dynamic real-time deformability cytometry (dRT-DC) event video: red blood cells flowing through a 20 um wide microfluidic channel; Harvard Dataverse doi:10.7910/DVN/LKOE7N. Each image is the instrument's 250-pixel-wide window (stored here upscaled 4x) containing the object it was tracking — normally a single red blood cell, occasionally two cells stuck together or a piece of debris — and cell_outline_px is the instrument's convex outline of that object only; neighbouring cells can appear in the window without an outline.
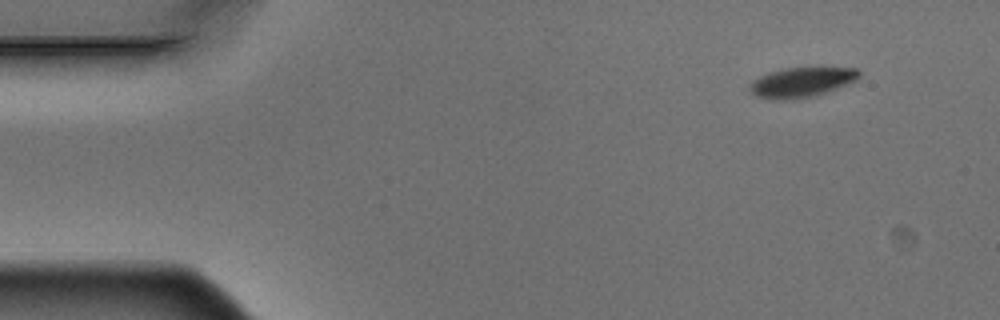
{"species": "Egyptian fruit bat (a non-hibernating species)", "species_latin": "Rousettus aegyptiacus", "temperature_condition": "warm", "stored_images_in_passage": 3, "camera_frame_rate_fps": 3000, "um_per_image_px": 0.085, "animal": {"sex": "male"}, "frame": {"image": 1, "passage_image": 1, "time_ms": 0.0, "image_size_px": [1000, 320], "cell_outline_px": [[860, 76], [856, 80], [848, 84], [828, 92], [816, 96], [784, 100], [772, 100], [756, 96], [748, 88], [752, 80], [768, 72], [784, 68], [808, 64], [856, 68], [860, 72]], "centroid_in_image_um": [68.18, 6.93], "position_along_channel_um": 16.8, "area_um2": 20.17}}